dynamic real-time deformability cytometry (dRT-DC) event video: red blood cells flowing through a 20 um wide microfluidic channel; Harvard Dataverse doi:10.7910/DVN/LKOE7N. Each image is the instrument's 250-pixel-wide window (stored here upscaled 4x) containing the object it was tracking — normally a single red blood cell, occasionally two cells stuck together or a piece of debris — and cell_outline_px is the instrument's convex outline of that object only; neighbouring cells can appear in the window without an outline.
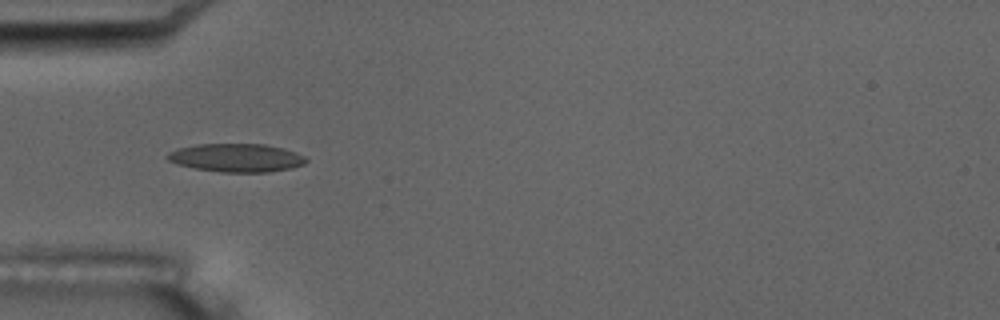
{"species": "common noctule bat (a hibernating species)", "species_latin": "Nyctalus noctula", "temperature_condition": "room temperature", "stored_images_in_passage": 5, "camera_frame_rate_fps": 3000, "um_per_image_px": 0.085, "animal": {"sex": "male", "body_mass_g": 17.5, "forearm_length_mm": 52.3}, "frame": {"image": 1, "passage_image": 4, "time_ms": 4.333, "image_size_px": [1000, 320], "cell_outline_px": [[308, 160], [304, 164], [292, 168], [268, 172], [220, 172], [196, 168], [176, 164], [168, 160], [164, 156], [168, 152], [176, 148], [196, 144], [264, 144], [284, 148], [296, 152], [304, 156]], "centroid_in_image_um": [20.07, 13.4], "position_along_channel_um": 64.9, "area_um2": 23.06}}